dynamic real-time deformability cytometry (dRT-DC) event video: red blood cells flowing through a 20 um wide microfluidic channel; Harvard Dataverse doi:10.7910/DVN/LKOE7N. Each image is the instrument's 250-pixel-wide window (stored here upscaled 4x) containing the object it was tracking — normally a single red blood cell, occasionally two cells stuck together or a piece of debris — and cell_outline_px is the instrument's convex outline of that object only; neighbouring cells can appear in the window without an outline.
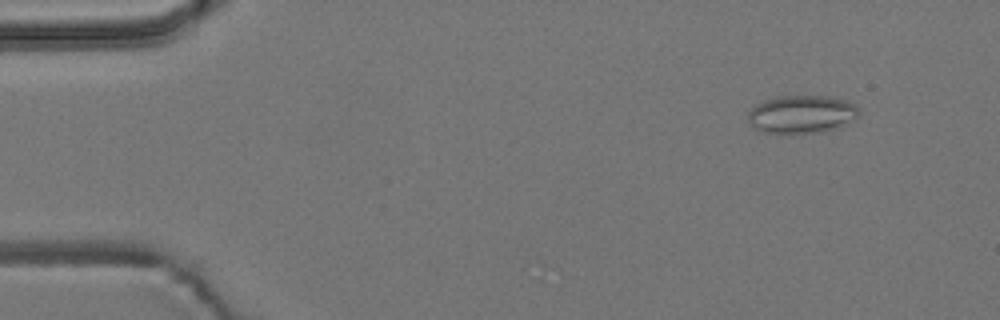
{"species": "common noctule bat (a hibernating species)", "species_latin": "Nyctalus noctula", "temperature_condition": "room temperature", "stored_images_in_passage": 3, "camera_frame_rate_fps": 3000, "um_per_image_px": 0.085, "animal": {"sex": "male", "body_mass_g": 19.2, "forearm_length_mm": 51.8}, "frame": {"image": 1, "passage_image": 3, "time_ms": 0.667, "image_size_px": [1000, 320], "cell_outline_px": [[860, 112], [856, 116], [836, 128], [824, 132], [764, 132], [748, 124], [748, 112], [756, 104], [764, 100], [776, 96], [828, 96], [848, 100]], "centroid_in_image_um": [68.09, 9.69], "position_along_channel_um": 16.9, "area_um2": 24.16}}